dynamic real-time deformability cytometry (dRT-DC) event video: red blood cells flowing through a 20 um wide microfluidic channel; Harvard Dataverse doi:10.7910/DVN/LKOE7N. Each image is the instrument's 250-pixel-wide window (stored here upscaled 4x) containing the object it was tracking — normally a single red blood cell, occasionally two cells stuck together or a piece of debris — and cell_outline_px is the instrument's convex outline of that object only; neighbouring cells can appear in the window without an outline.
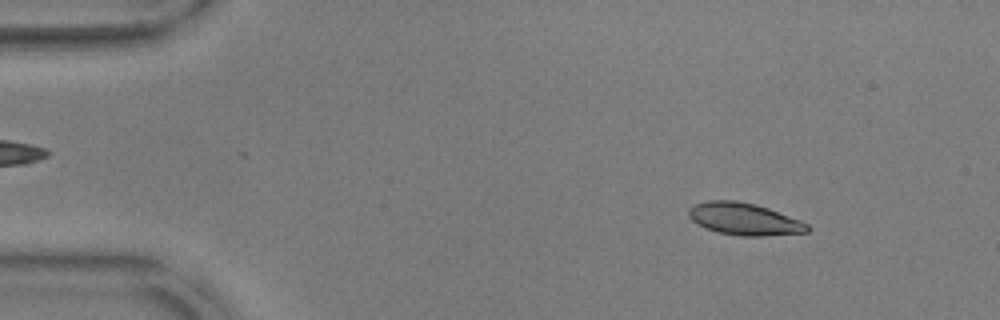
{"species": "common noctule bat (a hibernating species)", "species_latin": "Nyctalus noctula", "temperature_condition": "warm", "stored_images_in_passage": 56, "camera_frame_rate_fps": 3000, "um_per_image_px": 0.085, "animal": {"sex": "male", "body_mass_g": 17.9, "forearm_length_mm": 54.2}, "frame": {"image": 1, "passage_image": 7, "time_ms": 2.0, "image_size_px": [1000, 320], "cell_outline_px": [[812, 228], [808, 232], [764, 236], [740, 236], [720, 232], [696, 224], [688, 216], [688, 208], [696, 204], [708, 200], [736, 200], [756, 204], [768, 208], [800, 220], [808, 224]], "centroid_in_image_um": [63.27, 18.61], "position_along_channel_um": 21.7, "area_um2": 22.25}}
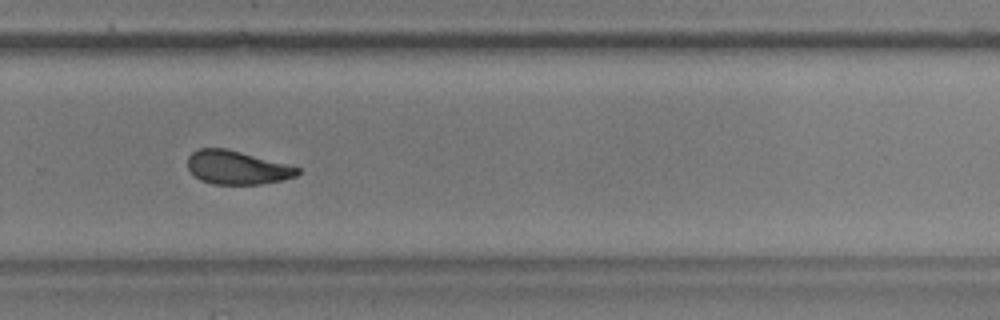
{"frame": {"image": 2, "passage_image": 38, "time_ms": 12.333, "image_size_px": [1000, 320], "cell_outline_px": [[300, 172], [296, 176], [284, 180], [260, 184], [212, 184], [200, 180], [188, 168], [188, 156], [192, 152], [200, 148], [224, 148], [288, 164], [300, 168]], "centroid_in_image_um": [20.16, 14.25], "position_along_channel_um": 309.6, "area_um2": 21.39}}
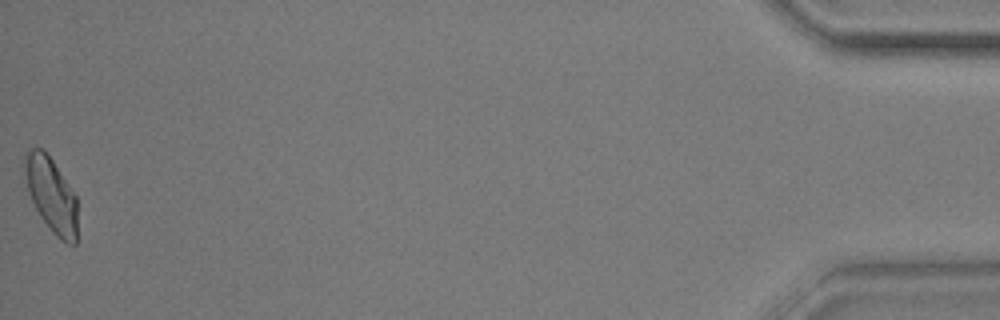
{"frame": {"image": 3, "passage_image": 56, "time_ms": 18.333, "image_size_px": [1000, 320], "cell_outline_px": [[76, 244], [68, 244], [60, 240], [52, 232], [40, 216], [28, 192], [24, 176], [24, 152], [28, 148], [40, 148], [52, 160], [76, 196]], "centroid_in_image_um": [4.33, 16.55], "position_along_channel_um": 430.9, "area_um2": 22.77}, "authors_computed_cell_mechanics": {"area_um2": 22.5998, "velocity_mm_per_s": 3.5818, "shape_relaxation_time_tau1_ms": 5.013, "shape_relaxation_time_tau2_ms": 1.7281, "deformation_change_tau1": 0.1557, "deformation_change_tau2": 0.0614}}